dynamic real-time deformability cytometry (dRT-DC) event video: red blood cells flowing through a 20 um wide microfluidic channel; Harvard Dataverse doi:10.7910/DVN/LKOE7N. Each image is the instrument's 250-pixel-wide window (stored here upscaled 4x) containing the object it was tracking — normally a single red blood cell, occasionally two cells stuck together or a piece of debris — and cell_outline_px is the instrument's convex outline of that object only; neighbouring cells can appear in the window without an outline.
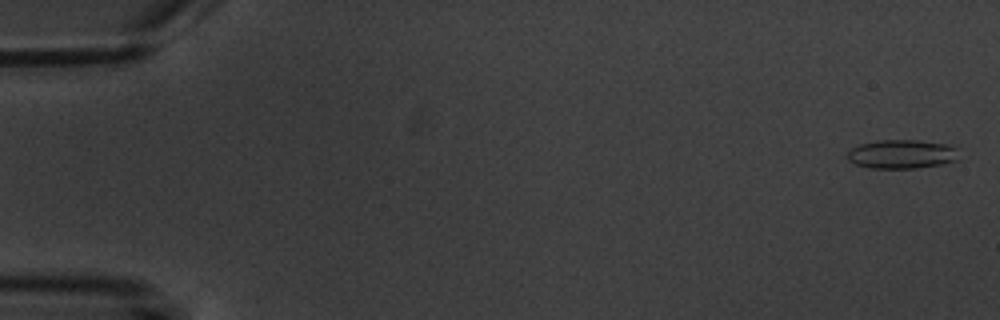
{"species": "common noctule bat (a hibernating species)", "species_latin": "Nyctalus noctula", "temperature_condition": "warm", "stored_images_in_passage": 4, "camera_frame_rate_fps": 3000, "um_per_image_px": 0.085, "animal": {"sex": "male", "body_mass_g": 20.1, "forearm_length_mm": 53.5}, "frame": {"image": 1, "passage_image": 1, "time_ms": 0.0, "image_size_px": [1000, 320], "cell_outline_px": [[960, 160], [940, 164], [916, 168], [868, 168], [856, 164], [848, 160], [848, 152], [852, 148], [860, 144], [876, 140], [916, 140], [944, 144], [952, 148]], "centroid_in_image_um": [76.59, 13.11], "position_along_channel_um": 8.4, "area_um2": 18.5}}